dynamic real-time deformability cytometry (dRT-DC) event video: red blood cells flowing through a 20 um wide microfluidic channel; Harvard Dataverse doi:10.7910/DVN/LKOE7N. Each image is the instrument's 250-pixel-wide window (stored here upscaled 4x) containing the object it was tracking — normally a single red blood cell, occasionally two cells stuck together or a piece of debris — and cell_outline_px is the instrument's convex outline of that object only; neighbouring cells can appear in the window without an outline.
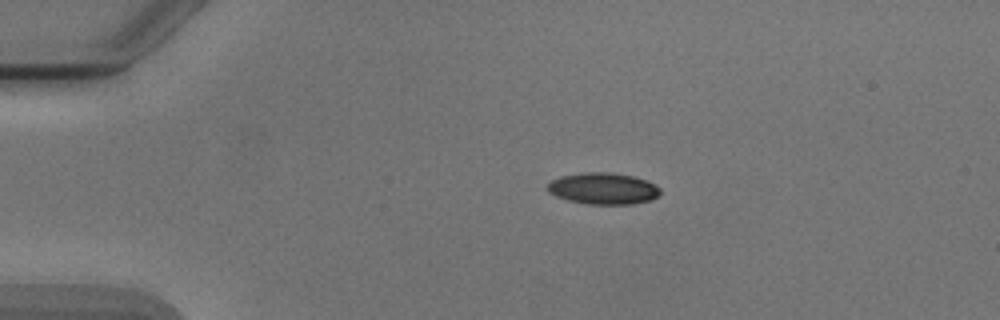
{"species": "Egyptian fruit bat (a non-hibernating species)", "species_latin": "Rousettus aegyptiacus", "temperature_condition": "cold", "stored_images_in_passage": 5, "camera_frame_rate_fps": 3000, "um_per_image_px": 0.085, "animal": {"sex": "male"}, "frame": {"image": 1, "passage_image": 2, "time_ms": 2.333, "image_size_px": [1000, 320], "cell_outline_px": [[660, 192], [656, 196], [648, 200], [632, 204], [588, 204], [568, 200], [556, 196], [548, 192], [548, 184], [552, 180], [560, 176], [580, 172], [612, 172], [632, 176], [644, 180], [660, 188]], "centroid_in_image_um": [51.22, 16.01], "position_along_channel_um": 33.8, "area_um2": 20.52}}
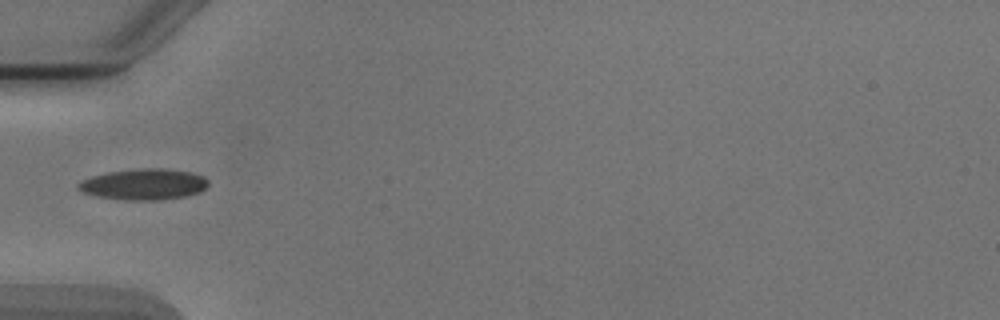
{"frame": {"image": 2, "passage_image": 4, "time_ms": 4.667, "image_size_px": [1000, 320], "cell_outline_px": [[208, 184], [200, 192], [184, 196], [160, 200], [124, 200], [96, 196], [80, 192], [76, 188], [76, 184], [80, 180], [92, 176], [108, 172], [144, 168], [160, 168], [188, 172], [200, 176], [208, 180]], "centroid_in_image_um": [12.14, 15.68], "position_along_channel_um": 72.9, "area_um2": 23.41}}
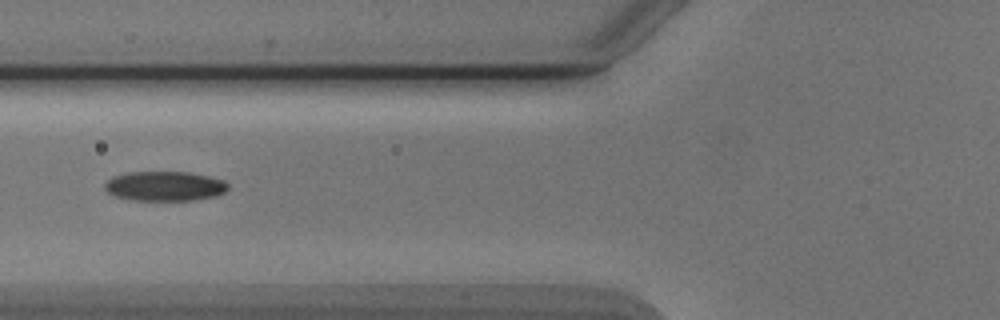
{"frame": {"image": 3, "passage_image": 5, "time_ms": 5.667, "image_size_px": [1000, 320], "cell_outline_px": [[228, 188], [224, 192], [216, 196], [192, 200], [128, 200], [116, 196], [108, 192], [104, 188], [104, 184], [112, 176], [128, 172], [188, 172], [208, 176], [224, 180], [228, 184]], "centroid_in_image_um": [13.99, 15.82], "position_along_channel_um": 111.8, "area_um2": 21.33}}